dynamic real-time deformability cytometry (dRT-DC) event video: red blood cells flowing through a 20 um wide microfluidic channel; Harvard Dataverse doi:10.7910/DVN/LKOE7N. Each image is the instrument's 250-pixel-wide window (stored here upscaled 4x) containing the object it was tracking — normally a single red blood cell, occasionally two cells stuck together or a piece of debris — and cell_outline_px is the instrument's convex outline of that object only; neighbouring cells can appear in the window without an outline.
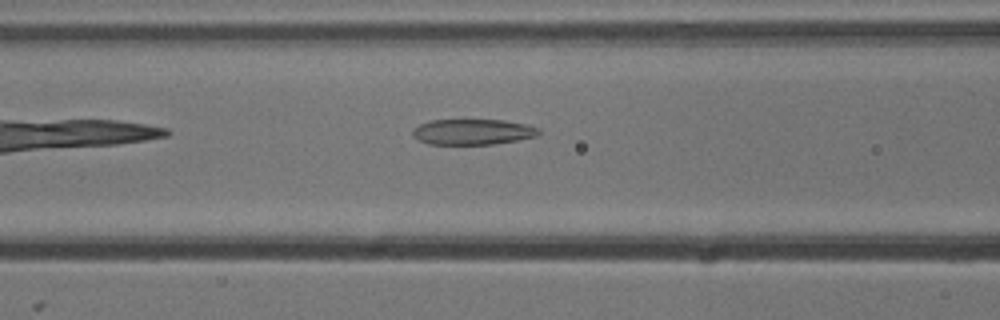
{"species": "common noctule bat (a hibernating species)", "species_latin": "Nyctalus noctula", "temperature_condition": "cold", "stored_images_in_passage": 26, "camera_frame_rate_fps": 3000, "um_per_image_px": 0.085, "animal": {"sex": "male", "body_mass_g": 13.3}, "frame": {"image": 1, "passage_image": 5, "time_ms": 1.333, "image_size_px": [1000, 320], "cell_outline_px": [[540, 132], [536, 136], [516, 140], [492, 144], [428, 144], [412, 136], [412, 128], [420, 124], [432, 120], [504, 120], [528, 124], [540, 128]], "centroid_in_image_um": [40.18, 11.2], "position_along_channel_um": 126.4, "area_um2": 18.84}}
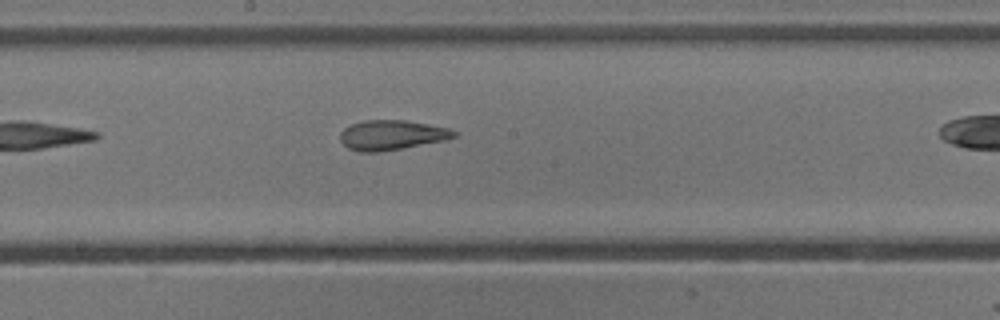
{"frame": {"image": 2, "passage_image": 12, "time_ms": 3.667, "image_size_px": [1000, 320], "cell_outline_px": [[456, 136], [444, 140], [404, 148], [380, 152], [360, 152], [348, 148], [340, 140], [340, 132], [344, 128], [352, 124], [364, 120], [408, 120], [448, 128], [456, 132]], "centroid_in_image_um": [33.27, 11.48], "position_along_channel_um": 214.9, "area_um2": 19.77}}
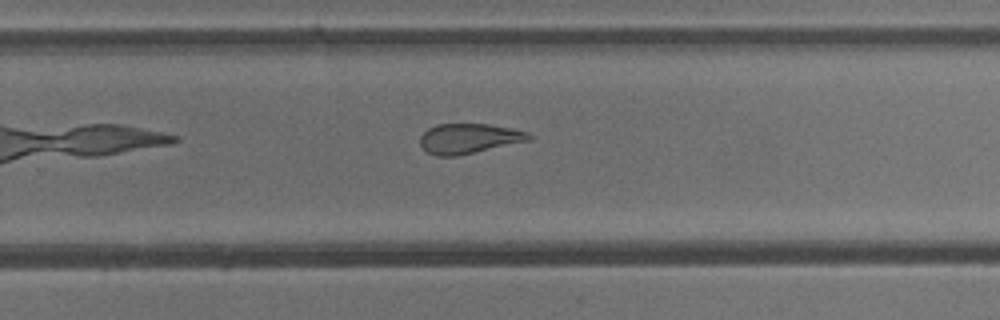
{"frame": {"image": 3, "passage_image": 18, "time_ms": 5.667, "image_size_px": [1000, 320], "cell_outline_px": [[532, 140], [456, 156], [436, 156], [428, 152], [420, 144], [420, 136], [428, 128], [436, 124], [488, 124], [528, 132], [532, 136]], "centroid_in_image_um": [39.85, 11.77], "position_along_channel_um": 290.0, "area_um2": 18.9}}